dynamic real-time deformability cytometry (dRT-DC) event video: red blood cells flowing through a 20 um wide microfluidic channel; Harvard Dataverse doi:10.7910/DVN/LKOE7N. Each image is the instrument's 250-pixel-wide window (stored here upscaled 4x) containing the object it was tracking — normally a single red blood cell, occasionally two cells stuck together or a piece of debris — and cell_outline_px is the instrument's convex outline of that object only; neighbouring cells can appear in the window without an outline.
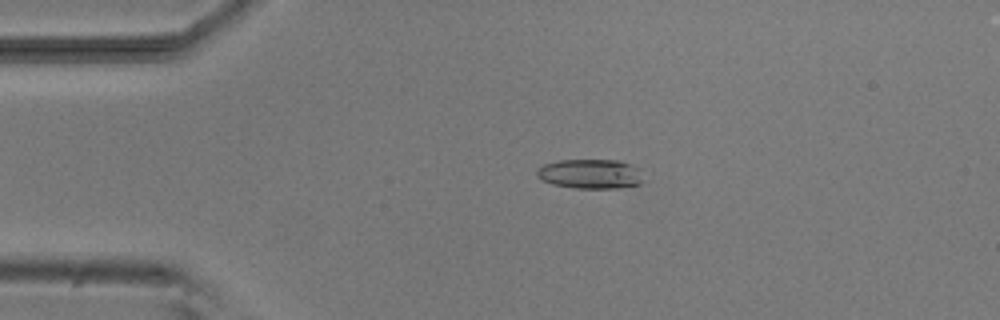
{"species": "common noctule bat (a hibernating species)", "species_latin": "Nyctalus noctula", "temperature_condition": "room temperature", "stored_images_in_passage": 2, "camera_frame_rate_fps": 3000, "um_per_image_px": 0.085, "animal": {"sex": "male", "body_mass_g": 20.5, "forearm_length_mm": 52.5}, "frame": {"image": 1, "passage_image": 1, "time_ms": 0.0, "image_size_px": [1000, 320], "cell_outline_px": [[640, 184], [620, 188], [576, 188], [552, 184], [536, 176], [536, 172], [544, 164], [560, 160], [620, 160], [632, 164], [636, 168], [640, 180]], "centroid_in_image_um": [50.14, 14.78], "position_along_channel_um": 34.9, "area_um2": 18.03}}